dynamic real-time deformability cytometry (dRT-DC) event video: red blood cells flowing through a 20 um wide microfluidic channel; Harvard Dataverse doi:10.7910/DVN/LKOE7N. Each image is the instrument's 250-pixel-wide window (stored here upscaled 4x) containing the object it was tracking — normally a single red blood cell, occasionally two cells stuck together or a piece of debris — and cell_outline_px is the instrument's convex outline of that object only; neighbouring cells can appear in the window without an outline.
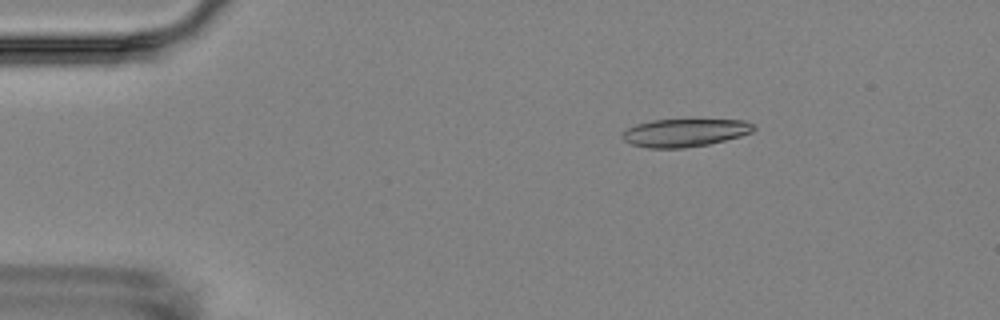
{"species": "Egyptian fruit bat (a non-hibernating species)", "species_latin": "Rousettus aegyptiacus", "temperature_condition": "room temperature", "stored_images_in_passage": 5, "camera_frame_rate_fps": 3000, "um_per_image_px": 0.085, "animal": {"sex": "female"}, "frame": {"image": 1, "passage_image": 2, "time_ms": 2.333, "image_size_px": [1000, 320], "cell_outline_px": [[756, 128], [752, 132], [740, 136], [708, 144], [684, 148], [648, 148], [632, 144], [624, 140], [620, 136], [628, 128], [636, 124], [652, 120], [744, 120], [756, 124]], "centroid_in_image_um": [58.22, 11.28], "position_along_channel_um": 26.8, "area_um2": 21.27}}
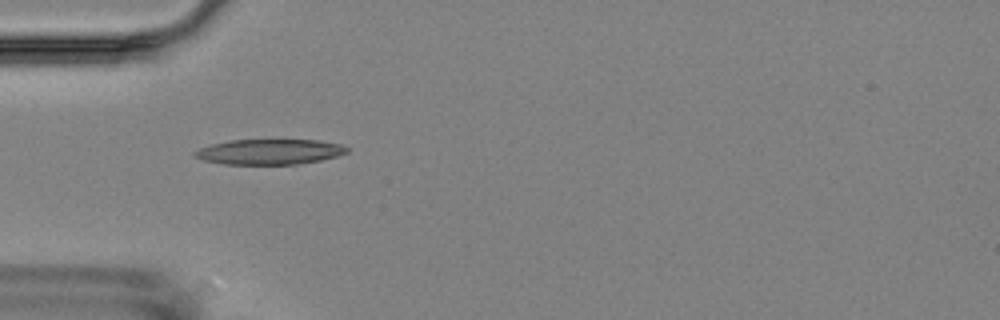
{"frame": {"image": 2, "passage_image": 4, "time_ms": 5.0, "image_size_px": [1000, 320], "cell_outline_px": [[348, 152], [340, 156], [320, 160], [296, 164], [224, 164], [204, 160], [192, 156], [192, 152], [200, 148], [212, 144], [232, 140], [316, 140], [340, 144], [348, 148]], "centroid_in_image_um": [22.91, 12.9], "position_along_channel_um": 62.1, "area_um2": 22.37}}